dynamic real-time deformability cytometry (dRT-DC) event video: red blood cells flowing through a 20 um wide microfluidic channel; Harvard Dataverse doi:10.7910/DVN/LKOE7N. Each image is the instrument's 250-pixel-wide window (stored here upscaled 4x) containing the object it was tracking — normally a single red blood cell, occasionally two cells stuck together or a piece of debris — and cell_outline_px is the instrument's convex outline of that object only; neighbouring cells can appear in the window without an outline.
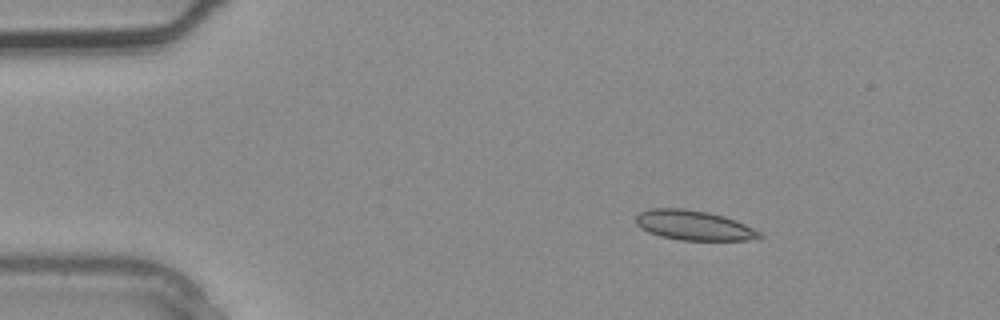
{"species": "common noctule bat (a hibernating species)", "species_latin": "Nyctalus noctula", "temperature_condition": "warm", "stored_images_in_passage": 3, "camera_frame_rate_fps": 3000, "um_per_image_px": 0.085, "animal": {"sex": "male", "body_mass_g": 20.4}, "frame": {"image": 1, "passage_image": 2, "time_ms": 0.333, "image_size_px": [1000, 320], "cell_outline_px": [[764, 236], [756, 240], [680, 240], [660, 236], [648, 232], [640, 228], [636, 224], [636, 216], [640, 212], [652, 208], [684, 208], [708, 212], [724, 216], [736, 220], [760, 232]], "centroid_in_image_um": [58.97, 19.15], "position_along_channel_um": 26.0, "area_um2": 21.56}}
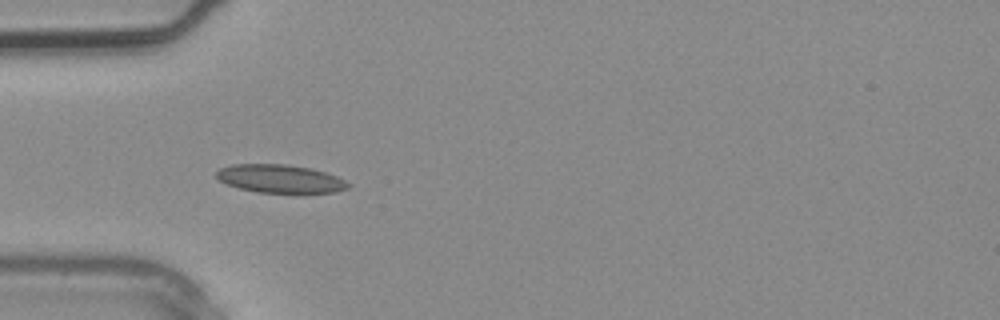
{"frame": {"image": 2, "passage_image": 3, "time_ms": 0.667, "image_size_px": [1000, 320], "cell_outline_px": [[352, 184], [348, 188], [336, 192], [256, 192], [240, 188], [228, 184], [220, 180], [216, 176], [216, 172], [220, 168], [232, 164], [284, 164], [312, 168], [336, 176]], "centroid_in_image_um": [23.82, 15.18], "position_along_channel_um": 61.2, "area_um2": 21.44}}